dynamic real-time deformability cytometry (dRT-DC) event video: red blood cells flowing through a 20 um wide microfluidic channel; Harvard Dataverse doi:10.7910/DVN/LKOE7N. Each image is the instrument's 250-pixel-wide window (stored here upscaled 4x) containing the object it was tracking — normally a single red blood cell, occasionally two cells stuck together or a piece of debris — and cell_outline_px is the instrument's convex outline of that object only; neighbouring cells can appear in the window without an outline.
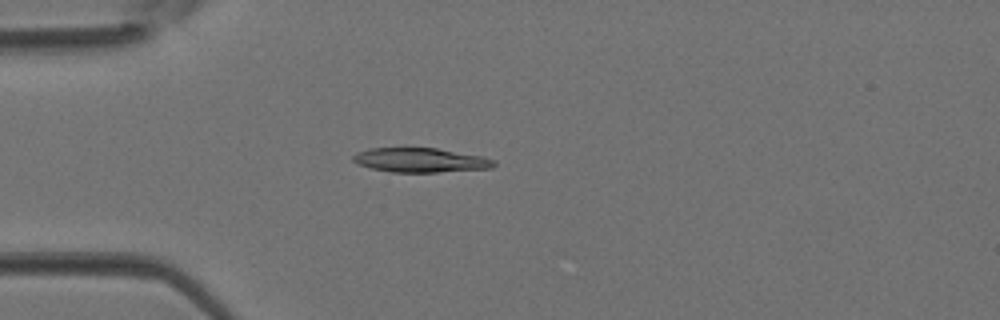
{"species": "Egyptian fruit bat (a non-hibernating species)", "species_latin": "Rousettus aegyptiacus", "temperature_condition": "room temperature", "stored_images_in_passage": 5, "camera_frame_rate_fps": 3000, "um_per_image_px": 0.085, "animal": {"sex": "female"}, "frame": {"image": 1, "passage_image": 5, "time_ms": 1.333, "image_size_px": [1000, 320], "cell_outline_px": [[496, 164], [492, 168], [436, 172], [392, 172], [372, 168], [360, 164], [352, 160], [352, 156], [356, 152], [368, 148], [436, 148], [484, 156], [496, 160]], "centroid_in_image_um": [35.77, 13.6], "position_along_channel_um": 49.2, "area_um2": 20.0}}